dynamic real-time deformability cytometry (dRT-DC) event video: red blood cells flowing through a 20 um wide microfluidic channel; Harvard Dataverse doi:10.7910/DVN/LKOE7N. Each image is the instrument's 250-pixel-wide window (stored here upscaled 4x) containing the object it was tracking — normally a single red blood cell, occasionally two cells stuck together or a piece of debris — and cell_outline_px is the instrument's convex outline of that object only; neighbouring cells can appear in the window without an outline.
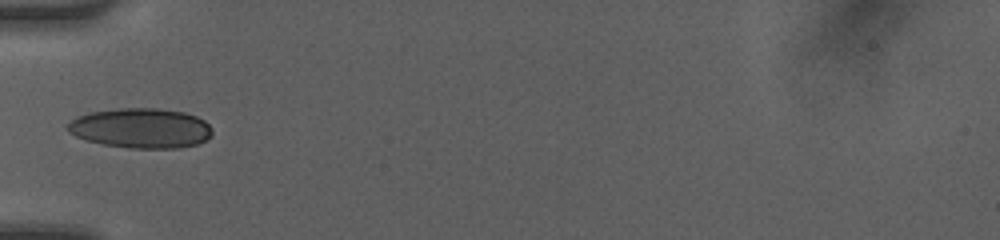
{"species": "human", "species_latin": "Homo sapiens", "temperature_condition": "room temperature", "stored_images_in_passage": 31, "camera_frame_rate_fps": 3000, "um_per_image_px": 0.085, "donor": {"sex": "female"}, "frame": {"image": 1, "passage_image": 1, "time_ms": 0.0, "image_size_px": [1000, 240], "cell_outline_px": [[212, 132], [204, 140], [196, 144], [180, 148], [128, 148], [104, 144], [84, 140], [68, 132], [68, 124], [76, 116], [88, 112], [120, 108], [156, 108], [184, 112], [196, 116], [204, 120], [212, 128]], "centroid_in_image_um": [11.95, 10.89], "position_along_channel_um": 73.1, "area_um2": 33.64}}
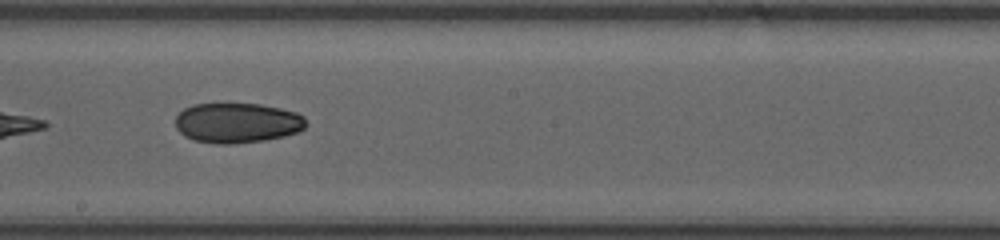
{"frame": {"image": 2, "passage_image": 12, "time_ms": 3.667, "image_size_px": [1000, 240], "cell_outline_px": [[304, 128], [296, 132], [284, 136], [264, 140], [232, 144], [216, 144], [192, 140], [184, 136], [176, 128], [176, 116], [184, 108], [192, 104], [260, 104], [280, 108], [296, 112], [304, 116]], "centroid_in_image_um": [20.12, 10.45], "position_along_channel_um": 228.1, "area_um2": 30.46}}
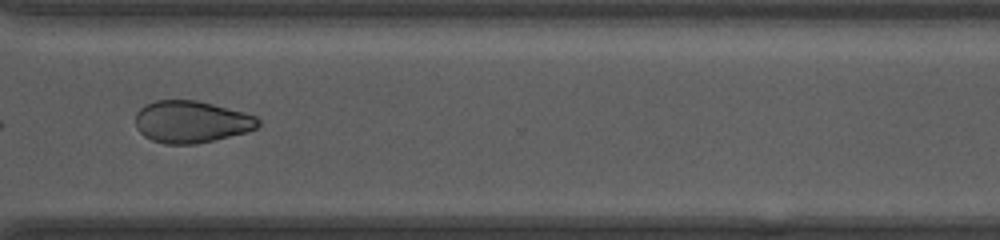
{"frame": {"image": 3, "passage_image": 21, "time_ms": 6.667, "image_size_px": [1000, 240], "cell_outline_px": [[260, 124], [256, 128], [244, 132], [196, 144], [164, 144], [152, 140], [144, 136], [136, 128], [136, 112], [144, 104], [156, 100], [196, 100], [244, 112], [256, 116], [260, 120]], "centroid_in_image_um": [16.22, 10.34], "position_along_channel_um": 354.4, "area_um2": 29.94}, "authors_computed_cell_mechanics": {"area_um2": 31.3276, "velocity_mm_per_s": 4.2224, "shape_relaxation_time_tau1_ms": 10.6904, "shape_relaxation_time_tau2_ms": null, "deformation_change_tau1": 0.1546, "deformation_change_tau2": null}}